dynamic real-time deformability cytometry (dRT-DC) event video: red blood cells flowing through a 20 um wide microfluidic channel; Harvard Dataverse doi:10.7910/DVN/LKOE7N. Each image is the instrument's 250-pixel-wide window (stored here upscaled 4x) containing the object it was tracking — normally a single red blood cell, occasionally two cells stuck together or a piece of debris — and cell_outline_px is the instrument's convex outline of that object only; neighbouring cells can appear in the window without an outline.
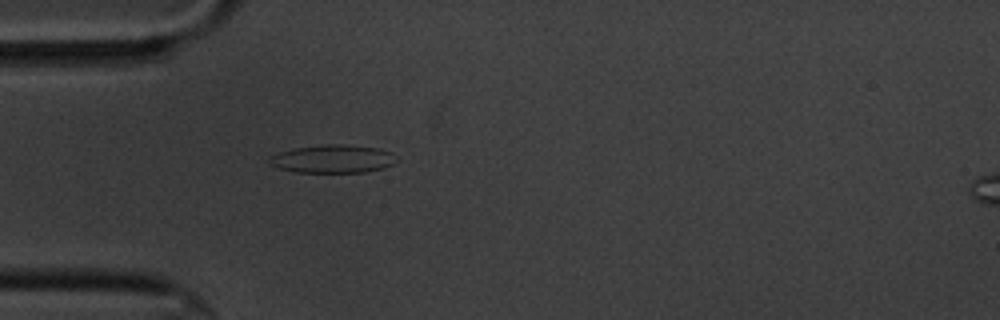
{"species": "common noctule bat (a hibernating species)", "species_latin": "Nyctalus noctula", "temperature_condition": "cold", "stored_images_in_passage": 5, "camera_frame_rate_fps": 3000, "um_per_image_px": 0.085, "animal": {"sex": "male", "body_mass_g": 20.1, "forearm_length_mm": 53.5}, "frame": {"image": 1, "passage_image": 5, "time_ms": 4.667, "image_size_px": [1000, 320], "cell_outline_px": [[396, 160], [392, 164], [384, 168], [364, 172], [292, 172], [268, 164], [268, 156], [292, 148], [324, 144], [344, 144], [376, 148], [392, 152], [396, 156]], "centroid_in_image_um": [28.25, 13.5], "position_along_channel_um": 56.8, "area_um2": 20.98}}